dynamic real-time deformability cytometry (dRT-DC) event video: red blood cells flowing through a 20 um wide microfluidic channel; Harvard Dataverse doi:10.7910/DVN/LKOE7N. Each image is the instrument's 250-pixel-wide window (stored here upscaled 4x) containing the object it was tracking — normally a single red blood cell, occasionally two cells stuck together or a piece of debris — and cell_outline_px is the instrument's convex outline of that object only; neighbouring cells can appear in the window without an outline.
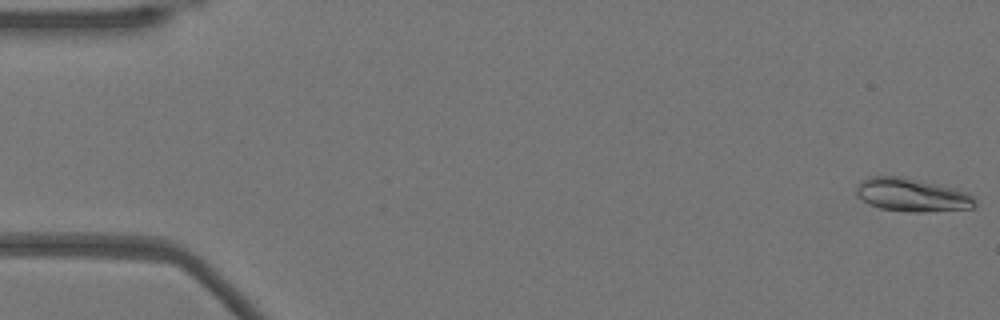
{"species": "Egyptian fruit bat (a non-hibernating species)", "species_latin": "Rousettus aegyptiacus", "temperature_condition": "warm", "stored_images_in_passage": 52, "camera_frame_rate_fps": 3000, "um_per_image_px": 0.085, "animal": {"sex": "female"}, "frame": {"image": 1, "passage_image": 1, "time_ms": 0.0, "image_size_px": [1000, 320], "cell_outline_px": [[976, 204], [972, 208], [924, 212], [908, 212], [880, 208], [868, 204], [856, 196], [856, 184], [860, 180], [868, 176], [900, 176], [936, 184], [968, 192], [976, 200]], "centroid_in_image_um": [77.46, 16.57], "position_along_channel_um": 7.5, "area_um2": 23.12}}
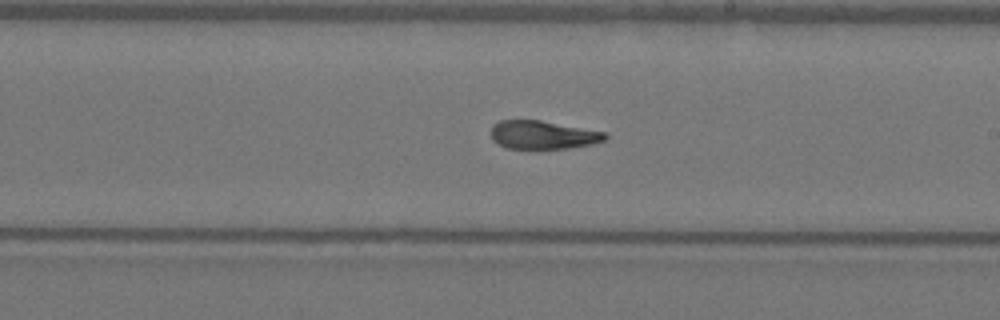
{"frame": {"image": 2, "passage_image": 30, "time_ms": 9.667, "image_size_px": [1000, 320], "cell_outline_px": [[608, 136], [604, 140], [592, 144], [568, 148], [508, 148], [492, 140], [492, 124], [500, 120], [540, 120], [608, 132]], "centroid_in_image_um": [46.18, 11.45], "position_along_channel_um": 242.8, "area_um2": 18.79}}
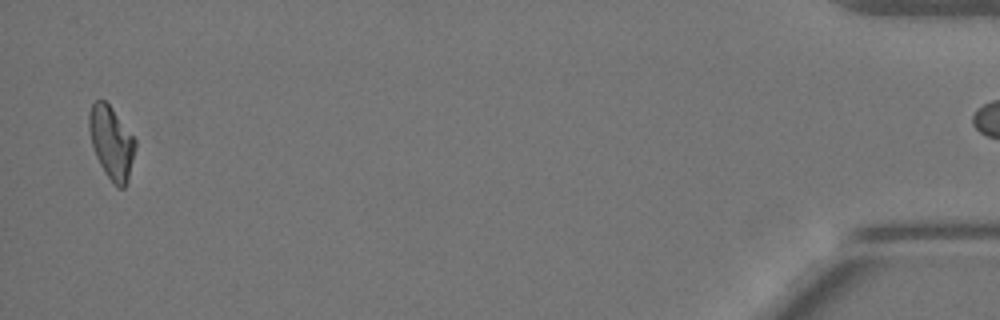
{"frame": {"image": 3, "passage_image": 51, "time_ms": 16.667, "image_size_px": [1000, 320], "cell_outline_px": [[136, 148], [128, 180], [124, 188], [116, 188], [112, 184], [104, 172], [96, 156], [92, 144], [88, 128], [88, 112], [92, 104], [96, 100], [104, 100], [112, 108], [136, 140]], "centroid_in_image_um": [9.47, 12.14], "position_along_channel_um": 425.7, "area_um2": 19.71}, "authors_computed_cell_mechanics": {"area_um2": 20.3456, "velocity_mm_per_s": 3.8922, "shape_relaxation_time_tau1_ms": 7.6389, "shape_relaxation_time_tau2_ms": 1.6219, "deformation_change_tau1": 0.2416, "deformation_change_tau2": 0.0891}}